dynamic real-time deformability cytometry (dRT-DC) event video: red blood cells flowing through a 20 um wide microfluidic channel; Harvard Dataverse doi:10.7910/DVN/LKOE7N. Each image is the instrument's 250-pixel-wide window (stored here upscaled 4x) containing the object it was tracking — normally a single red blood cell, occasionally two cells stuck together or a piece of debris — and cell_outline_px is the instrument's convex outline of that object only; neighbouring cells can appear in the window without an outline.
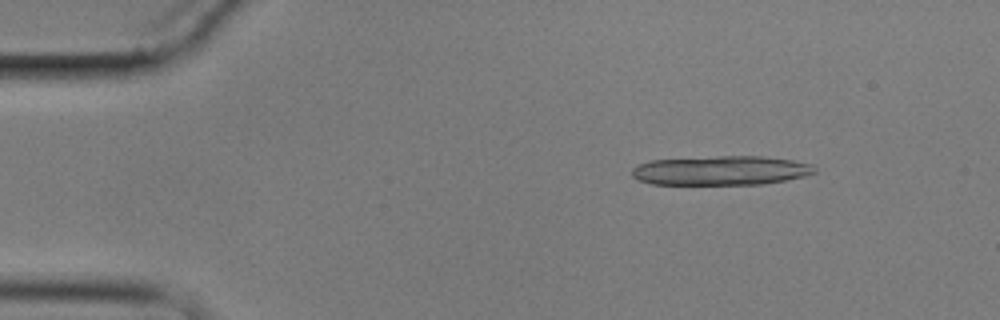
{"species": "common noctule bat (a hibernating species)", "species_latin": "Nyctalus noctula", "temperature_condition": "cold", "stored_images_in_passage": 5, "camera_frame_rate_fps": 3000, "um_per_image_px": 0.085, "animal": {"sex": "male", "body_mass_g": 17.9}, "frame": {"image": 1, "passage_image": 2, "time_ms": 1.667, "image_size_px": [1000, 320], "cell_outline_px": [[816, 172], [804, 176], [784, 180], [760, 184], [652, 184], [636, 180], [632, 176], [632, 168], [636, 164], [652, 160], [716, 156], [760, 156], [792, 160], [812, 164], [816, 168]], "centroid_in_image_um": [61.24, 14.49], "position_along_channel_um": 23.8, "area_um2": 31.21}}